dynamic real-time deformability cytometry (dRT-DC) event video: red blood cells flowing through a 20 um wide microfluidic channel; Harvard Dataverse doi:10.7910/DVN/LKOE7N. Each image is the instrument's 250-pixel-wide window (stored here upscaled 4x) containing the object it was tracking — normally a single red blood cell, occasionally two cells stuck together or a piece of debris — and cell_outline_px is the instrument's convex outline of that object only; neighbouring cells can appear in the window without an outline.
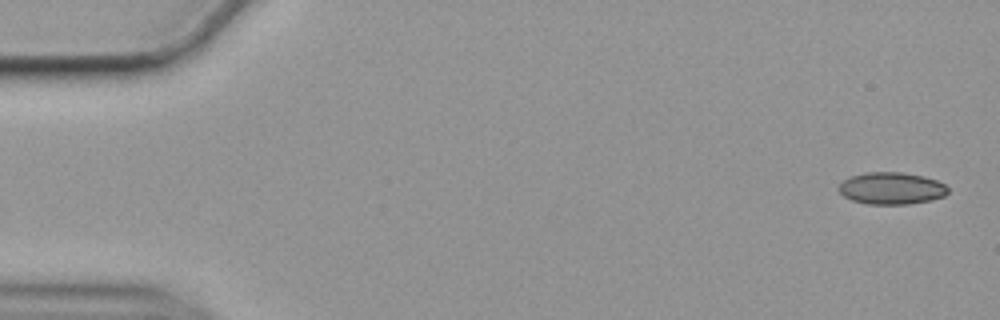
{"species": "common noctule bat (a hibernating species)", "species_latin": "Nyctalus noctula", "temperature_condition": "cold", "stored_images_in_passage": 55, "camera_frame_rate_fps": 3000, "um_per_image_px": 0.085, "animal": {"sex": "female", "body_mass_g": 19.9}, "frame": {"image": 1, "passage_image": 1, "time_ms": 0.0, "image_size_px": [1000, 320], "cell_outline_px": [[948, 192], [944, 196], [932, 200], [908, 204], [868, 204], [852, 200], [844, 196], [840, 192], [840, 184], [844, 180], [852, 176], [868, 172], [900, 172], [924, 176], [936, 180], [944, 184], [948, 188]], "centroid_in_image_um": [75.81, 16.01], "position_along_channel_um": 9.2, "area_um2": 20.23}}
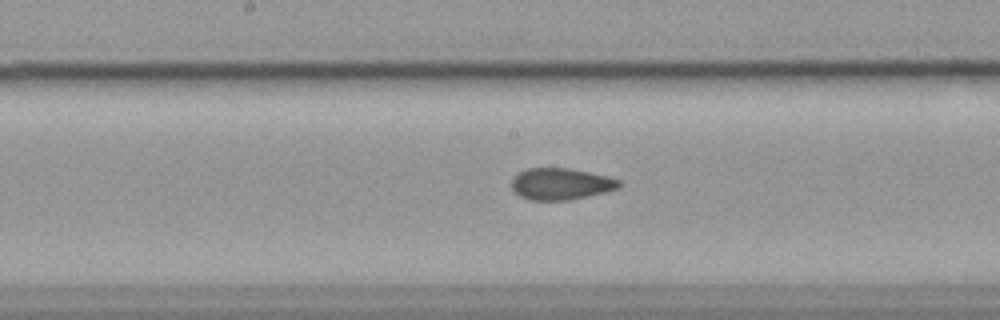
{"frame": {"image": 2, "passage_image": 28, "time_ms": 9.0, "image_size_px": [1000, 320], "cell_outline_px": [[620, 188], [588, 196], [568, 200], [528, 200], [520, 196], [512, 188], [512, 180], [520, 172], [528, 168], [568, 168], [608, 176], [620, 180]], "centroid_in_image_um": [47.69, 15.64], "position_along_channel_um": 200.5, "area_um2": 19.65}}
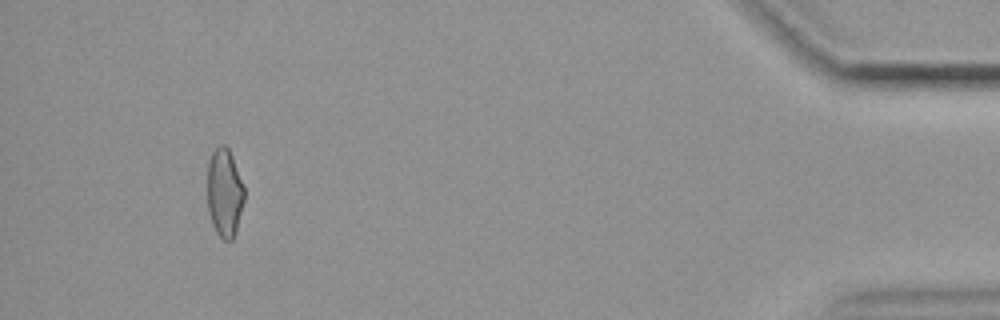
{"frame": {"image": 3, "passage_image": 52, "time_ms": 17.0, "image_size_px": [1000, 320], "cell_outline_px": [[244, 200], [236, 232], [232, 240], [224, 240], [216, 232], [212, 224], [208, 212], [208, 160], [212, 152], [220, 144], [224, 144], [228, 148], [232, 156], [244, 188]], "centroid_in_image_um": [19.07, 16.39], "position_along_channel_um": 416.1, "area_um2": 18.96}, "authors_computed_cell_mechanics": {"area_um2": 20.1144, "velocity_mm_per_s": 3.5508, "shape_relaxation_time_tau1_ms": 7.9862, "shape_relaxation_time_tau2_ms": 1.7255, "deformation_change_tau1": 0.1539, "deformation_change_tau2": 0.0597}}